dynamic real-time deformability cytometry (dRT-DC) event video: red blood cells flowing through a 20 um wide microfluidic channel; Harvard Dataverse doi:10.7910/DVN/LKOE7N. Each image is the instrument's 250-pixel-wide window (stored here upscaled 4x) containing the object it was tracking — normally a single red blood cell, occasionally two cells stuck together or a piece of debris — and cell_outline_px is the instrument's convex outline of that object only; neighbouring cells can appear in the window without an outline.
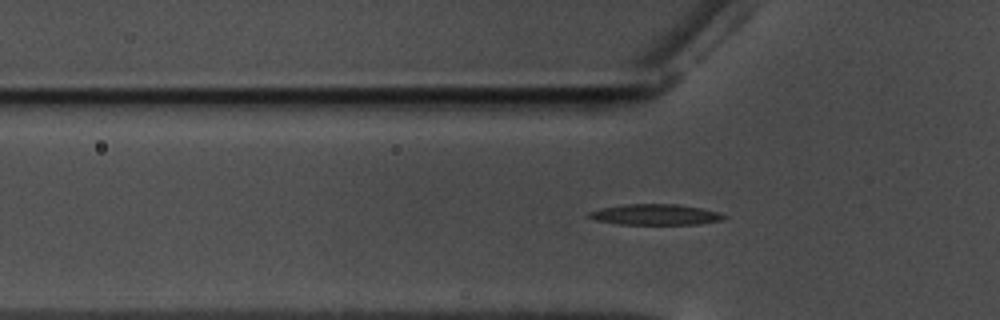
{"species": "common noctule bat (a hibernating species)", "species_latin": "Nyctalus noctula", "temperature_condition": "warm", "stored_images_in_passage": 39, "camera_frame_rate_fps": 3000, "um_per_image_px": 0.085, "animal": {"sex": "male", "body_mass_g": 17.5, "forearm_length_mm": 52.3}, "frame": {"image": 1, "passage_image": 5, "time_ms": 1.333, "image_size_px": [1000, 320], "cell_outline_px": [[728, 216], [724, 220], [696, 224], [616, 224], [592, 220], [588, 216], [588, 212], [600, 208], [624, 204], [676, 204], [700, 208], [720, 212]], "centroid_in_image_um": [55.68, 18.24], "position_along_channel_um": 70.1, "area_um2": 16.47}}
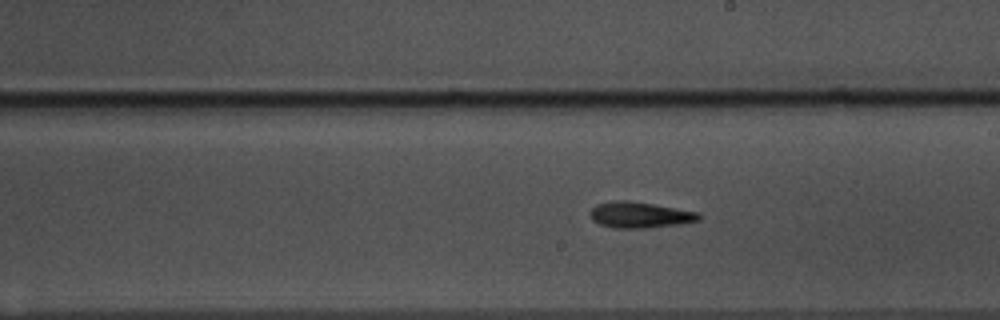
{"frame": {"image": 2, "passage_image": 19, "time_ms": 6.0, "image_size_px": [1000, 320], "cell_outline_px": [[700, 220], [680, 224], [648, 228], [612, 228], [600, 224], [592, 220], [592, 208], [596, 204], [620, 200], [628, 200], [700, 212]], "centroid_in_image_um": [54.42, 18.27], "position_along_channel_um": 234.6, "area_um2": 16.36}}
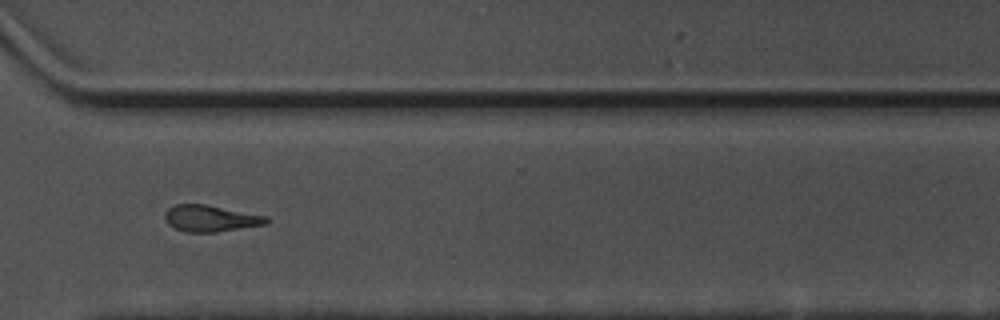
{"frame": {"image": 3, "passage_image": 29, "time_ms": 9.333, "image_size_px": [1000, 320], "cell_outline_px": [[272, 220], [268, 224], [216, 232], [184, 232], [168, 224], [164, 216], [164, 212], [168, 208], [176, 204], [204, 204], [268, 216]], "centroid_in_image_um": [17.93, 18.56], "position_along_channel_um": 352.7, "area_um2": 15.78}, "authors_computed_cell_mechanics": {"area_um2": 15.606, "velocity_mm_per_s": 3.5374, "shape_relaxation_time_tau1_ms": 4.5903, "shape_relaxation_time_tau2_ms": 8.6784, "deformation_change_tau1": 0.1652, "deformation_change_tau2": 0.2027}}